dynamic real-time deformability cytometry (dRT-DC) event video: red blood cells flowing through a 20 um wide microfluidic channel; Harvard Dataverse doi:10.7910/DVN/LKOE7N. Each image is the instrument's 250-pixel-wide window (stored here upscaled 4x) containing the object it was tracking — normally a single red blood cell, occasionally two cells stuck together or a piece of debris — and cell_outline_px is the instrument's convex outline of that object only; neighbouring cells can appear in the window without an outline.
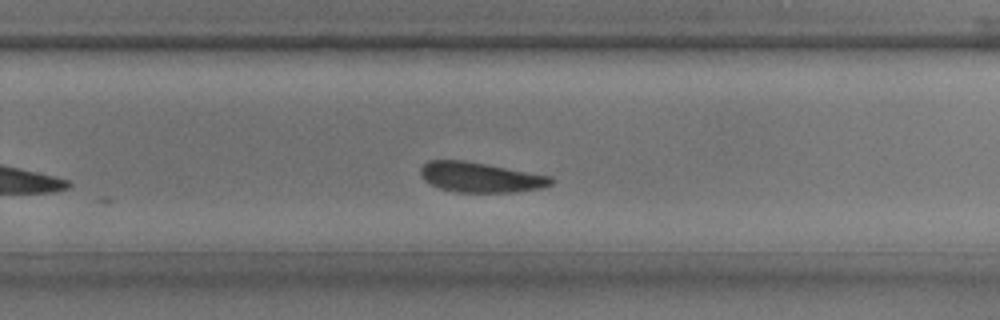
{"species": "common noctule bat (a hibernating species)", "species_latin": "Nyctalus noctula", "temperature_condition": "room temperature", "stored_images_in_passage": 28, "camera_frame_rate_fps": 3000, "um_per_image_px": 0.085, "animal": {"sex": "male", "body_mass_g": 17.9, "forearm_length_mm": 54.2}, "frame": {"image": 1, "passage_image": 15, "time_ms": 4.667, "image_size_px": [1000, 320], "cell_outline_px": [[556, 180], [552, 184], [544, 188], [516, 192], [456, 192], [440, 188], [424, 180], [420, 176], [420, 168], [428, 160], [464, 160], [552, 176]], "centroid_in_image_um": [40.87, 15.07], "position_along_channel_um": 288.9, "area_um2": 23.0}}
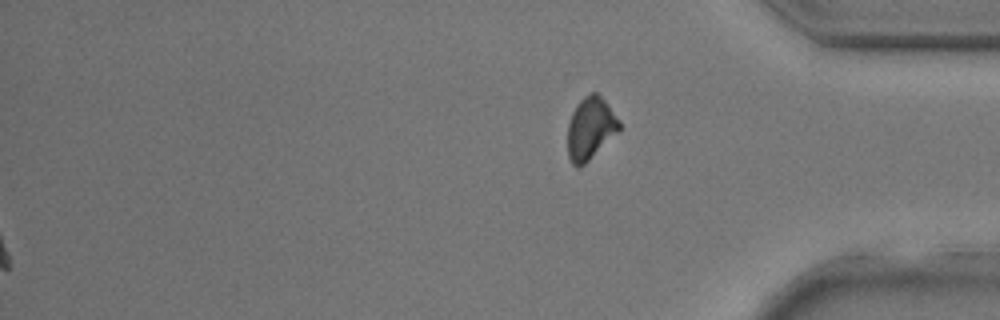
{"frame": {"image": 2, "passage_image": 28, "time_ms": 9.0, "image_size_px": [1000, 320], "cell_outline_px": [[620, 132], [584, 164], [576, 168], [572, 164], [568, 156], [568, 124], [572, 112], [576, 104], [584, 96], [592, 92], [596, 92], [608, 104], [620, 120]], "centroid_in_image_um": [50.2, 10.91], "position_along_channel_um": 385.0, "area_um2": 18.9}}